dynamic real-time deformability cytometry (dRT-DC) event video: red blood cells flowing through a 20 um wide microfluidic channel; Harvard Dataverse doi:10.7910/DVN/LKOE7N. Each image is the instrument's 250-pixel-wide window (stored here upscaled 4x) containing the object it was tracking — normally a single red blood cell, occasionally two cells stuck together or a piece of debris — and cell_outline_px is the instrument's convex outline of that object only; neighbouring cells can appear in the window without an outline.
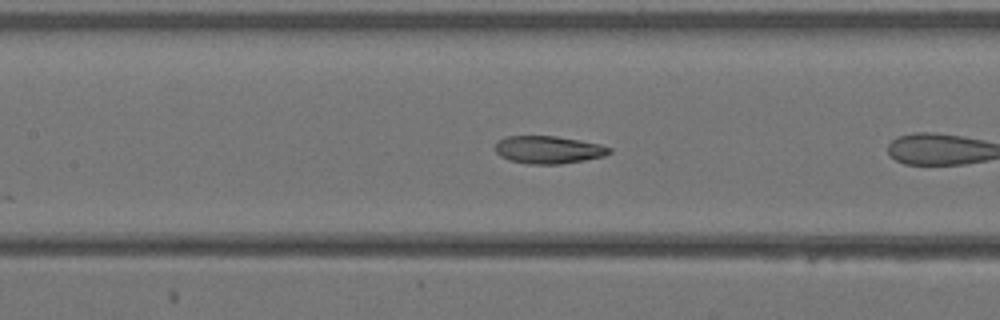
{"species": "Egyptian fruit bat (a non-hibernating species)", "species_latin": "Rousettus aegyptiacus", "temperature_condition": "warm", "stored_images_in_passage": 20, "camera_frame_rate_fps": 3000, "um_per_image_px": 0.085, "animal": {"sex": "female"}, "frame": {"image": 1, "passage_image": 17, "time_ms": 5.333, "image_size_px": [1000, 320], "cell_outline_px": [[612, 152], [604, 156], [584, 160], [560, 164], [528, 164], [508, 160], [500, 156], [496, 152], [496, 144], [504, 136], [556, 136], [580, 140], [600, 144], [612, 148]], "centroid_in_image_um": [46.63, 12.73], "position_along_channel_um": 160.8, "area_um2": 18.44}}